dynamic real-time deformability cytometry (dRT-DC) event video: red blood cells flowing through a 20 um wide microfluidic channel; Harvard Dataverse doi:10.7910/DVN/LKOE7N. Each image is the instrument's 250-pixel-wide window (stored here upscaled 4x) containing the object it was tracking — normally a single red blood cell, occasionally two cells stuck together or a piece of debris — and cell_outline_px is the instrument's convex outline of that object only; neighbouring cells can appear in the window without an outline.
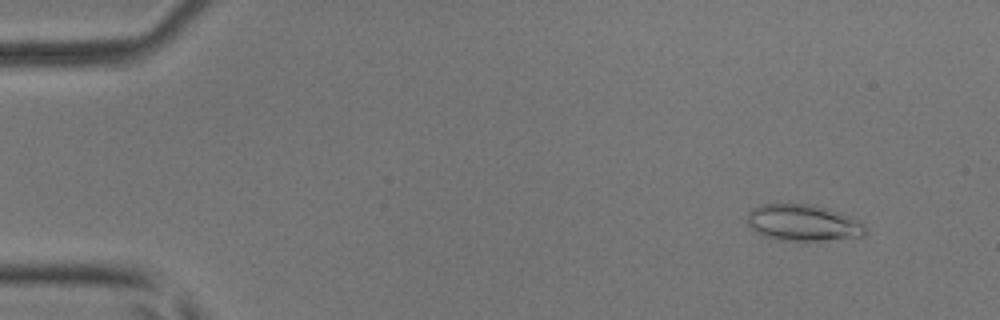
{"species": "common noctule bat (a hibernating species)", "species_latin": "Nyctalus noctula", "temperature_condition": "room temperature", "stored_images_in_passage": 4, "camera_frame_rate_fps": 3000, "um_per_image_px": 0.085, "animal": {"sex": "male", "body_mass_g": 17.9, "forearm_length_mm": 54.2}, "frame": {"image": 1, "passage_image": 1, "time_ms": 0.0, "image_size_px": [1000, 320], "cell_outline_px": [[864, 236], [824, 240], [776, 240], [764, 236], [756, 232], [744, 220], [748, 212], [752, 208], [760, 204], [812, 204], [828, 208], [840, 212], [860, 220], [864, 224]], "centroid_in_image_um": [68.22, 18.92], "position_along_channel_um": 16.8, "area_um2": 25.26}}